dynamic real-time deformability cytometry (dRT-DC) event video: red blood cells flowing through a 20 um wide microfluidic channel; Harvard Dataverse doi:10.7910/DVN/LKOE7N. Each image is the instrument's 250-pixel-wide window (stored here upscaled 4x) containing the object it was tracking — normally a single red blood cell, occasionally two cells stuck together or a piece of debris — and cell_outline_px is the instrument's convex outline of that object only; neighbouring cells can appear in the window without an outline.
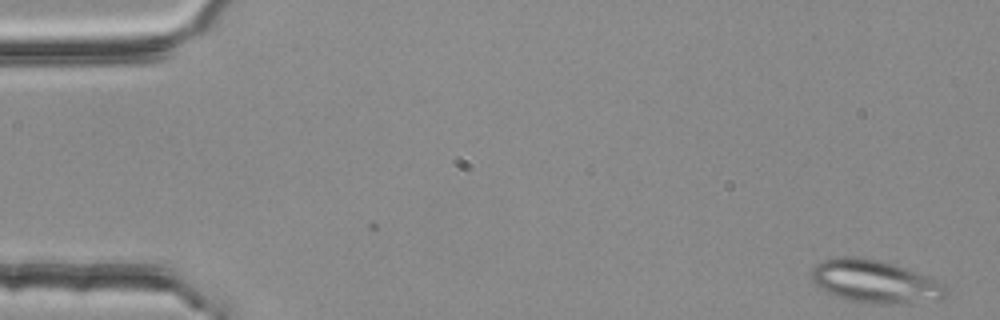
{"species": "common noctule bat (a hibernating species)", "species_latin": "Nyctalus noctula", "temperature_condition": "room temperature", "stored_images_in_passage": 51, "segment_of_instrument_passage": [1, 2], "camera_frame_rate_fps": 3000, "um_per_image_px": 0.085, "animal": {"sex": "female", "body_mass_g": 25.1}, "frame": {"image": 1, "passage_image": 1, "time_ms": 0.0, "image_size_px": [1000, 320], "cell_outline_px": [[948, 292], [944, 296], [936, 300], [892, 304], [872, 304], [848, 300], [824, 292], [812, 280], [812, 268], [816, 264], [824, 260], [840, 256], [864, 256], [884, 260], [932, 276], [940, 280], [948, 288]], "centroid_in_image_um": [74.41, 23.91], "position_along_channel_um": 10.6, "area_um2": 34.39}}